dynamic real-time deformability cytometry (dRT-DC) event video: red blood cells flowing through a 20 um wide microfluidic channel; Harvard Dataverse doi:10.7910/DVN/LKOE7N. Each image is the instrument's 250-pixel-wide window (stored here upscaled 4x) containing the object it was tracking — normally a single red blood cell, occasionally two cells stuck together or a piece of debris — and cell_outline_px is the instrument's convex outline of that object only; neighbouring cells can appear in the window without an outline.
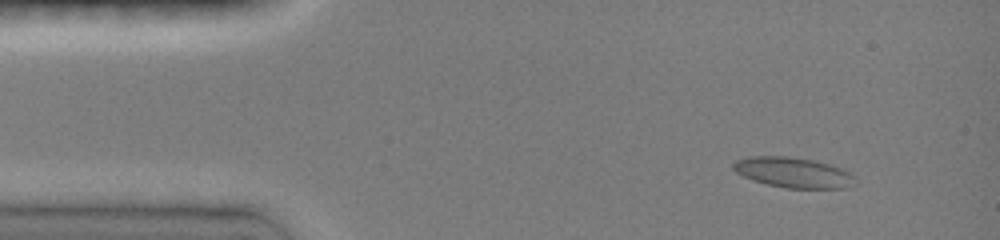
{"species": "common noctule bat (a hibernating species)", "species_latin": "Nyctalus noctula", "temperature_condition": "room temperature", "stored_images_in_passage": 5, "camera_frame_rate_fps": 3000, "um_per_image_px": 0.085, "animal": {"sex": "female", "body_mass_g": 19.0, "forearm_length_mm": 51.5}, "frame": {"image": 1, "passage_image": 2, "time_ms": 1.0, "image_size_px": [1000, 240], "cell_outline_px": [[852, 176], [848, 188], [784, 188], [752, 180], [736, 172], [732, 168], [732, 164], [736, 160], [748, 156], [788, 156], [816, 160], [832, 164], [848, 172]], "centroid_in_image_um": [67.35, 14.64], "position_along_channel_um": 17.7, "area_um2": 21.39}}
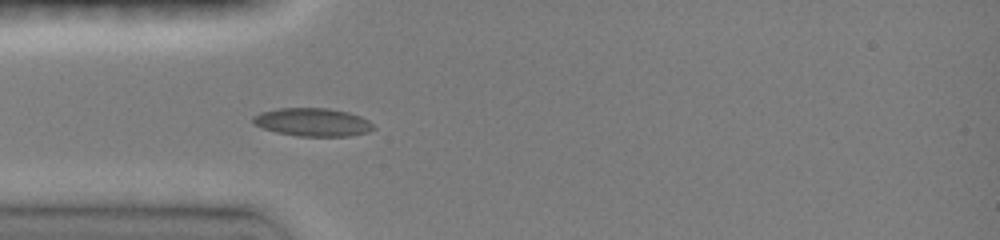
{"frame": {"image": 2, "passage_image": 5, "time_ms": 4.0, "image_size_px": [1000, 240], "cell_outline_px": [[376, 128], [368, 132], [348, 136], [296, 136], [276, 132], [252, 124], [252, 116], [260, 112], [276, 108], [328, 108], [348, 112], [360, 116], [368, 120]], "centroid_in_image_um": [26.55, 10.38], "position_along_channel_um": 58.5, "area_um2": 19.88}}